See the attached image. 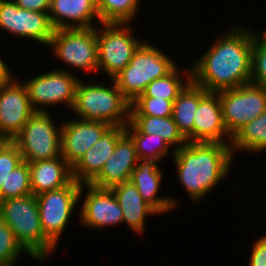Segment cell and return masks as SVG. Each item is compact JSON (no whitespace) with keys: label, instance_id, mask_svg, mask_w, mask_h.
Returning <instances> with one entry per match:
<instances>
[{"label":"cell","instance_id":"cell-29","mask_svg":"<svg viewBox=\"0 0 266 266\" xmlns=\"http://www.w3.org/2000/svg\"><path fill=\"white\" fill-rule=\"evenodd\" d=\"M30 194H32V189L29 165L23 161L2 182L1 200L24 197Z\"/></svg>","mask_w":266,"mask_h":266},{"label":"cell","instance_id":"cell-21","mask_svg":"<svg viewBox=\"0 0 266 266\" xmlns=\"http://www.w3.org/2000/svg\"><path fill=\"white\" fill-rule=\"evenodd\" d=\"M122 209L123 224H126L132 232L143 234L146 217L159 215L147 204L137 188L131 181H125L110 188Z\"/></svg>","mask_w":266,"mask_h":266},{"label":"cell","instance_id":"cell-31","mask_svg":"<svg viewBox=\"0 0 266 266\" xmlns=\"http://www.w3.org/2000/svg\"><path fill=\"white\" fill-rule=\"evenodd\" d=\"M250 83L266 88V30L254 34Z\"/></svg>","mask_w":266,"mask_h":266},{"label":"cell","instance_id":"cell-23","mask_svg":"<svg viewBox=\"0 0 266 266\" xmlns=\"http://www.w3.org/2000/svg\"><path fill=\"white\" fill-rule=\"evenodd\" d=\"M208 93L192 80L173 103L172 118L187 142H193V123L199 101Z\"/></svg>","mask_w":266,"mask_h":266},{"label":"cell","instance_id":"cell-12","mask_svg":"<svg viewBox=\"0 0 266 266\" xmlns=\"http://www.w3.org/2000/svg\"><path fill=\"white\" fill-rule=\"evenodd\" d=\"M0 29L49 46L54 28L48 12L20 8L13 0H0Z\"/></svg>","mask_w":266,"mask_h":266},{"label":"cell","instance_id":"cell-14","mask_svg":"<svg viewBox=\"0 0 266 266\" xmlns=\"http://www.w3.org/2000/svg\"><path fill=\"white\" fill-rule=\"evenodd\" d=\"M16 78L0 87V135L12 140L36 112L31 106L26 85Z\"/></svg>","mask_w":266,"mask_h":266},{"label":"cell","instance_id":"cell-34","mask_svg":"<svg viewBox=\"0 0 266 266\" xmlns=\"http://www.w3.org/2000/svg\"><path fill=\"white\" fill-rule=\"evenodd\" d=\"M250 252L249 266H266V234L255 240Z\"/></svg>","mask_w":266,"mask_h":266},{"label":"cell","instance_id":"cell-4","mask_svg":"<svg viewBox=\"0 0 266 266\" xmlns=\"http://www.w3.org/2000/svg\"><path fill=\"white\" fill-rule=\"evenodd\" d=\"M109 83V86H105L101 82H95V79L92 82H82L79 79L70 111L75 112L80 119L125 127L130 122L131 103L113 79H109Z\"/></svg>","mask_w":266,"mask_h":266},{"label":"cell","instance_id":"cell-13","mask_svg":"<svg viewBox=\"0 0 266 266\" xmlns=\"http://www.w3.org/2000/svg\"><path fill=\"white\" fill-rule=\"evenodd\" d=\"M82 192H85L86 195ZM83 196L85 199L81 198ZM79 199H84L81 202L82 205L80 204L82 208L78 214L80 216L79 224H83L86 228L102 229L123 223L122 209L110 188L81 184Z\"/></svg>","mask_w":266,"mask_h":266},{"label":"cell","instance_id":"cell-1","mask_svg":"<svg viewBox=\"0 0 266 266\" xmlns=\"http://www.w3.org/2000/svg\"><path fill=\"white\" fill-rule=\"evenodd\" d=\"M247 26H234L215 40L191 64L192 81L208 92L234 89L251 81L254 34Z\"/></svg>","mask_w":266,"mask_h":266},{"label":"cell","instance_id":"cell-6","mask_svg":"<svg viewBox=\"0 0 266 266\" xmlns=\"http://www.w3.org/2000/svg\"><path fill=\"white\" fill-rule=\"evenodd\" d=\"M51 114V111H36L13 139L24 162L32 163L61 156L62 123L56 124Z\"/></svg>","mask_w":266,"mask_h":266},{"label":"cell","instance_id":"cell-28","mask_svg":"<svg viewBox=\"0 0 266 266\" xmlns=\"http://www.w3.org/2000/svg\"><path fill=\"white\" fill-rule=\"evenodd\" d=\"M140 0H96L100 23H132L139 14Z\"/></svg>","mask_w":266,"mask_h":266},{"label":"cell","instance_id":"cell-7","mask_svg":"<svg viewBox=\"0 0 266 266\" xmlns=\"http://www.w3.org/2000/svg\"><path fill=\"white\" fill-rule=\"evenodd\" d=\"M98 27V73L104 72L114 79L130 63L144 40L133 36L130 23H101Z\"/></svg>","mask_w":266,"mask_h":266},{"label":"cell","instance_id":"cell-20","mask_svg":"<svg viewBox=\"0 0 266 266\" xmlns=\"http://www.w3.org/2000/svg\"><path fill=\"white\" fill-rule=\"evenodd\" d=\"M48 14L55 30L94 27L96 19L100 23L96 0H50Z\"/></svg>","mask_w":266,"mask_h":266},{"label":"cell","instance_id":"cell-33","mask_svg":"<svg viewBox=\"0 0 266 266\" xmlns=\"http://www.w3.org/2000/svg\"><path fill=\"white\" fill-rule=\"evenodd\" d=\"M22 162V155L17 145L12 141L0 154V201L2 182Z\"/></svg>","mask_w":266,"mask_h":266},{"label":"cell","instance_id":"cell-9","mask_svg":"<svg viewBox=\"0 0 266 266\" xmlns=\"http://www.w3.org/2000/svg\"><path fill=\"white\" fill-rule=\"evenodd\" d=\"M81 184L72 179L66 186L37 195L44 235L56 246L80 202Z\"/></svg>","mask_w":266,"mask_h":266},{"label":"cell","instance_id":"cell-25","mask_svg":"<svg viewBox=\"0 0 266 266\" xmlns=\"http://www.w3.org/2000/svg\"><path fill=\"white\" fill-rule=\"evenodd\" d=\"M231 150L259 153L266 150V111L241 127L232 137ZM238 150V151H237ZM237 151V152H236Z\"/></svg>","mask_w":266,"mask_h":266},{"label":"cell","instance_id":"cell-26","mask_svg":"<svg viewBox=\"0 0 266 266\" xmlns=\"http://www.w3.org/2000/svg\"><path fill=\"white\" fill-rule=\"evenodd\" d=\"M179 69L181 68L176 66L165 77L153 80L138 97H158L160 99L175 100L192 80L191 66L186 67L182 72Z\"/></svg>","mask_w":266,"mask_h":266},{"label":"cell","instance_id":"cell-5","mask_svg":"<svg viewBox=\"0 0 266 266\" xmlns=\"http://www.w3.org/2000/svg\"><path fill=\"white\" fill-rule=\"evenodd\" d=\"M176 64L157 45L147 39L134 52L130 63L113 80L123 96L132 103L153 80L165 77Z\"/></svg>","mask_w":266,"mask_h":266},{"label":"cell","instance_id":"cell-37","mask_svg":"<svg viewBox=\"0 0 266 266\" xmlns=\"http://www.w3.org/2000/svg\"><path fill=\"white\" fill-rule=\"evenodd\" d=\"M13 140L7 136L0 135V154Z\"/></svg>","mask_w":266,"mask_h":266},{"label":"cell","instance_id":"cell-24","mask_svg":"<svg viewBox=\"0 0 266 266\" xmlns=\"http://www.w3.org/2000/svg\"><path fill=\"white\" fill-rule=\"evenodd\" d=\"M130 122L143 134H153L158 138H163L172 148L171 151H176L187 143L172 116H130Z\"/></svg>","mask_w":266,"mask_h":266},{"label":"cell","instance_id":"cell-10","mask_svg":"<svg viewBox=\"0 0 266 266\" xmlns=\"http://www.w3.org/2000/svg\"><path fill=\"white\" fill-rule=\"evenodd\" d=\"M80 77L69 68H57L23 82L35 111L47 112L48 106L66 105L72 109ZM58 104V105H57ZM45 107V108H44Z\"/></svg>","mask_w":266,"mask_h":266},{"label":"cell","instance_id":"cell-22","mask_svg":"<svg viewBox=\"0 0 266 266\" xmlns=\"http://www.w3.org/2000/svg\"><path fill=\"white\" fill-rule=\"evenodd\" d=\"M32 194L40 195L66 186L72 178V168L62 157L28 163Z\"/></svg>","mask_w":266,"mask_h":266},{"label":"cell","instance_id":"cell-11","mask_svg":"<svg viewBox=\"0 0 266 266\" xmlns=\"http://www.w3.org/2000/svg\"><path fill=\"white\" fill-rule=\"evenodd\" d=\"M228 134L235 133L266 111V88L248 83L217 92Z\"/></svg>","mask_w":266,"mask_h":266},{"label":"cell","instance_id":"cell-15","mask_svg":"<svg viewBox=\"0 0 266 266\" xmlns=\"http://www.w3.org/2000/svg\"><path fill=\"white\" fill-rule=\"evenodd\" d=\"M63 121L61 127V156L73 168L83 155L100 140L110 125L77 117L75 120Z\"/></svg>","mask_w":266,"mask_h":266},{"label":"cell","instance_id":"cell-35","mask_svg":"<svg viewBox=\"0 0 266 266\" xmlns=\"http://www.w3.org/2000/svg\"><path fill=\"white\" fill-rule=\"evenodd\" d=\"M20 8L36 11L49 12L50 0H13Z\"/></svg>","mask_w":266,"mask_h":266},{"label":"cell","instance_id":"cell-36","mask_svg":"<svg viewBox=\"0 0 266 266\" xmlns=\"http://www.w3.org/2000/svg\"><path fill=\"white\" fill-rule=\"evenodd\" d=\"M5 62L6 61L2 60V57H0V87L11 82L15 77H17V75H14L10 70V66H8Z\"/></svg>","mask_w":266,"mask_h":266},{"label":"cell","instance_id":"cell-19","mask_svg":"<svg viewBox=\"0 0 266 266\" xmlns=\"http://www.w3.org/2000/svg\"><path fill=\"white\" fill-rule=\"evenodd\" d=\"M125 132V127L110 126L72 168V178L80 184H89L100 173Z\"/></svg>","mask_w":266,"mask_h":266},{"label":"cell","instance_id":"cell-8","mask_svg":"<svg viewBox=\"0 0 266 266\" xmlns=\"http://www.w3.org/2000/svg\"><path fill=\"white\" fill-rule=\"evenodd\" d=\"M49 46L71 69L98 73L97 26L54 30Z\"/></svg>","mask_w":266,"mask_h":266},{"label":"cell","instance_id":"cell-17","mask_svg":"<svg viewBox=\"0 0 266 266\" xmlns=\"http://www.w3.org/2000/svg\"><path fill=\"white\" fill-rule=\"evenodd\" d=\"M223 122L218 93L208 92L200 101L193 123V142L231 143Z\"/></svg>","mask_w":266,"mask_h":266},{"label":"cell","instance_id":"cell-16","mask_svg":"<svg viewBox=\"0 0 266 266\" xmlns=\"http://www.w3.org/2000/svg\"><path fill=\"white\" fill-rule=\"evenodd\" d=\"M138 163L136 148L131 136L125 132L117 141L112 155L100 173L89 183L98 188H112L129 181Z\"/></svg>","mask_w":266,"mask_h":266},{"label":"cell","instance_id":"cell-30","mask_svg":"<svg viewBox=\"0 0 266 266\" xmlns=\"http://www.w3.org/2000/svg\"><path fill=\"white\" fill-rule=\"evenodd\" d=\"M174 101L158 97H137L130 104V116H172Z\"/></svg>","mask_w":266,"mask_h":266},{"label":"cell","instance_id":"cell-32","mask_svg":"<svg viewBox=\"0 0 266 266\" xmlns=\"http://www.w3.org/2000/svg\"><path fill=\"white\" fill-rule=\"evenodd\" d=\"M24 253L13 231L0 218V266H17L18 258Z\"/></svg>","mask_w":266,"mask_h":266},{"label":"cell","instance_id":"cell-3","mask_svg":"<svg viewBox=\"0 0 266 266\" xmlns=\"http://www.w3.org/2000/svg\"><path fill=\"white\" fill-rule=\"evenodd\" d=\"M0 218L32 259L44 263L57 247L44 235L34 194L0 201Z\"/></svg>","mask_w":266,"mask_h":266},{"label":"cell","instance_id":"cell-18","mask_svg":"<svg viewBox=\"0 0 266 266\" xmlns=\"http://www.w3.org/2000/svg\"><path fill=\"white\" fill-rule=\"evenodd\" d=\"M158 163L155 160L138 159L129 181L135 185L143 200L161 215L173 211L179 201L176 202L173 197L157 196L165 175Z\"/></svg>","mask_w":266,"mask_h":266},{"label":"cell","instance_id":"cell-27","mask_svg":"<svg viewBox=\"0 0 266 266\" xmlns=\"http://www.w3.org/2000/svg\"><path fill=\"white\" fill-rule=\"evenodd\" d=\"M125 131L134 141L138 159H148L160 162L164 157L174 155L170 152V146L163 138H158L153 134L141 133L131 122L125 126Z\"/></svg>","mask_w":266,"mask_h":266},{"label":"cell","instance_id":"cell-2","mask_svg":"<svg viewBox=\"0 0 266 266\" xmlns=\"http://www.w3.org/2000/svg\"><path fill=\"white\" fill-rule=\"evenodd\" d=\"M230 144L187 142L174 152L176 177L193 203L207 197L230 173L235 159Z\"/></svg>","mask_w":266,"mask_h":266}]
</instances>
